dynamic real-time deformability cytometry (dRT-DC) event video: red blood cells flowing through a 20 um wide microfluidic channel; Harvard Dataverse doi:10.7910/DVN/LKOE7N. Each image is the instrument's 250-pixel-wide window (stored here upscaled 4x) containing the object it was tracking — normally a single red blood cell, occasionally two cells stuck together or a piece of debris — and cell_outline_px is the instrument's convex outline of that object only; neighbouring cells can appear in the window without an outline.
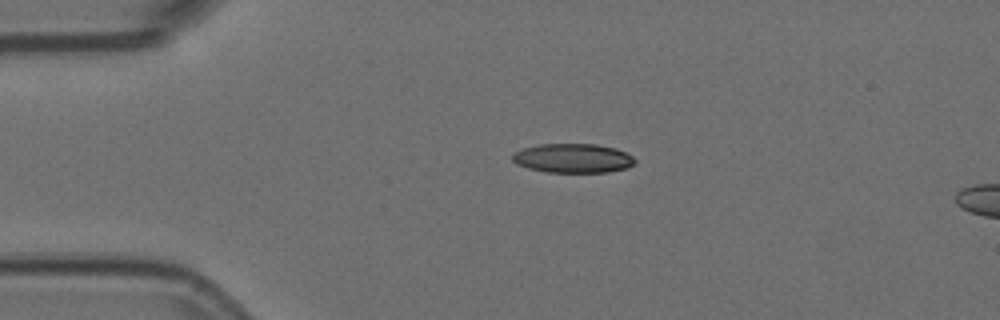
{"species": "Egyptian fruit bat (a non-hibernating species)", "species_latin": "Rousettus aegyptiacus", "temperature_condition": "room temperature", "stored_images_in_passage": 2, "camera_frame_rate_fps": 3000, "um_per_image_px": 0.085, "animal": {"sex": "female"}, "frame": {"image": 1, "passage_image": 1, "time_ms": 0.0, "image_size_px": [1000, 320], "cell_outline_px": [[636, 160], [628, 168], [608, 172], [548, 172], [528, 168], [516, 164], [512, 160], [512, 152], [520, 148], [540, 144], [596, 144], [616, 148], [632, 156]], "centroid_in_image_um": [48.66, 13.44], "position_along_channel_um": 36.3, "area_um2": 20.98}}